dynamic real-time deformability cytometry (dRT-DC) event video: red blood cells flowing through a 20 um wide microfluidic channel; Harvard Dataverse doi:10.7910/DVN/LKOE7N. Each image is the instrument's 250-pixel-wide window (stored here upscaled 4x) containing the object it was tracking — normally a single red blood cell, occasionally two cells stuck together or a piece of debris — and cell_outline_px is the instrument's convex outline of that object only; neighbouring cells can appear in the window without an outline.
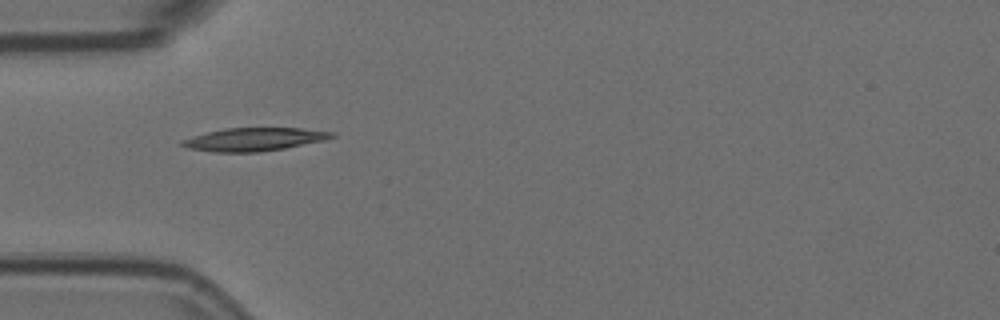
{"species": "Egyptian fruit bat (a non-hibernating species)", "species_latin": "Rousettus aegyptiacus", "temperature_condition": "room temperature", "stored_images_in_passage": 5, "camera_frame_rate_fps": 3000, "um_per_image_px": 0.085, "animal": {"sex": "female"}, "frame": {"image": 1, "passage_image": 1, "time_ms": 0.0, "image_size_px": [1000, 320], "cell_outline_px": [[336, 136], [324, 140], [284, 148], [260, 152], [212, 152], [188, 148], [180, 144], [180, 140], [192, 136], [224, 128], [300, 128], [336, 132]], "centroid_in_image_um": [21.59, 11.84], "position_along_channel_um": 63.4, "area_um2": 20.17}}
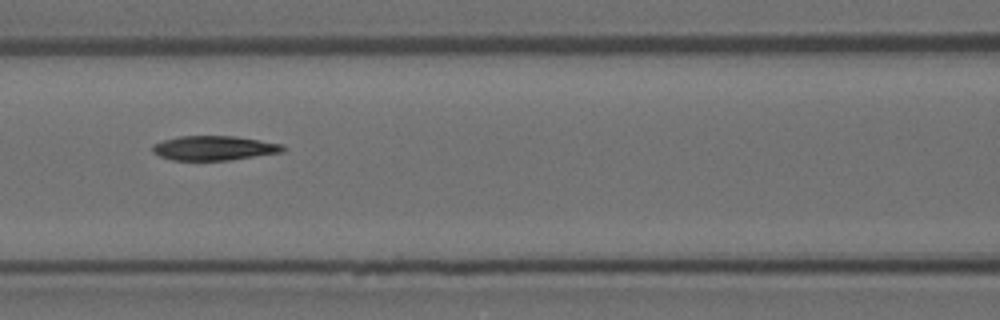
{"frame": {"image": 2, "passage_image": 3, "time_ms": 0.667, "image_size_px": [1000, 320], "cell_outline_px": [[288, 148], [284, 152], [228, 160], [172, 160], [160, 156], [152, 152], [152, 144], [164, 140], [180, 136], [236, 136], [284, 144]], "centroid_in_image_um": [18.24, 12.58], "position_along_channel_um": 148.4, "area_um2": 18.73}}
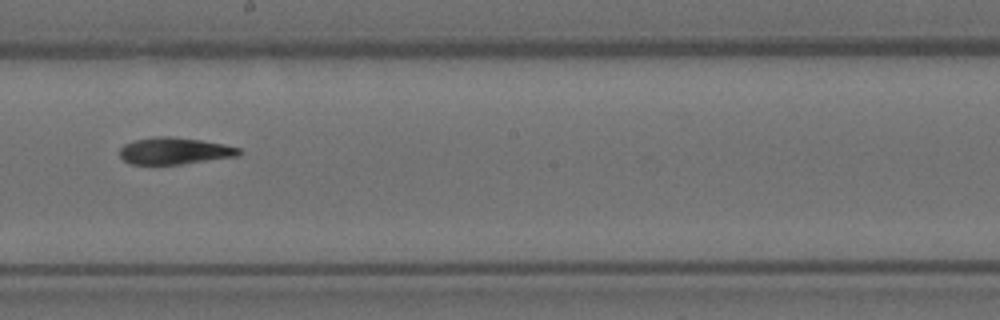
{"frame": {"image": 3, "passage_image": 5, "time_ms": 1.333, "image_size_px": [1000, 320], "cell_outline_px": [[240, 152], [236, 156], [180, 164], [132, 164], [124, 160], [120, 156], [120, 148], [124, 144], [136, 140], [156, 136], [172, 136], [200, 140], [224, 144], [240, 148]], "centroid_in_image_um": [14.81, 12.82], "position_along_channel_um": 233.4, "area_um2": 18.38}}